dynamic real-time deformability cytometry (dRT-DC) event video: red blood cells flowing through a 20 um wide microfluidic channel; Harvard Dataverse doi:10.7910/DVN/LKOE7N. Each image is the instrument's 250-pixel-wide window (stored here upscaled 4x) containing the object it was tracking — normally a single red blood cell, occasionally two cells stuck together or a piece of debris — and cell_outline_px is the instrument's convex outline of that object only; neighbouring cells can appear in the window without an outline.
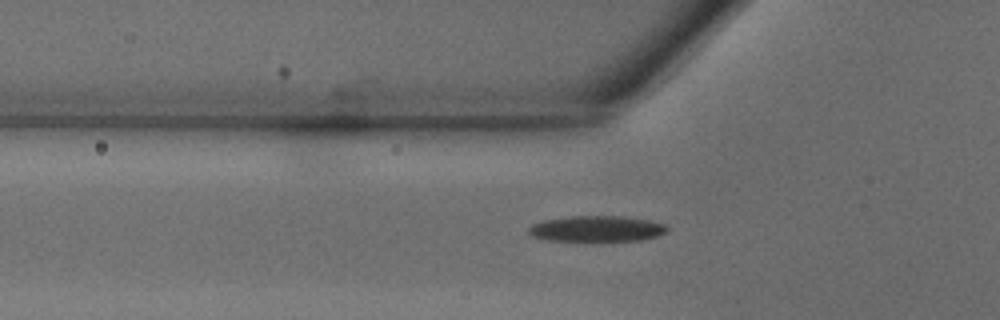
{"species": "common noctule bat (a hibernating species)", "species_latin": "Nyctalus noctula", "temperature_condition": "warm", "stored_images_in_passage": 31, "segment_of_instrument_passage": [1, 2], "camera_frame_rate_fps": 3000, "um_per_image_px": 0.085, "animal": {"sex": "male", "body_mass_g": 18.8}, "frame": {"image": 1, "passage_image": 3, "time_ms": 0.667, "image_size_px": [1000, 320], "cell_outline_px": [[668, 232], [660, 236], [640, 240], [596, 244], [548, 240], [532, 236], [528, 232], [528, 228], [532, 224], [544, 220], [568, 216], [624, 216], [648, 220], [664, 224], [668, 228]], "centroid_in_image_um": [50.73, 19.49], "position_along_channel_um": 75.1, "area_um2": 22.08}}
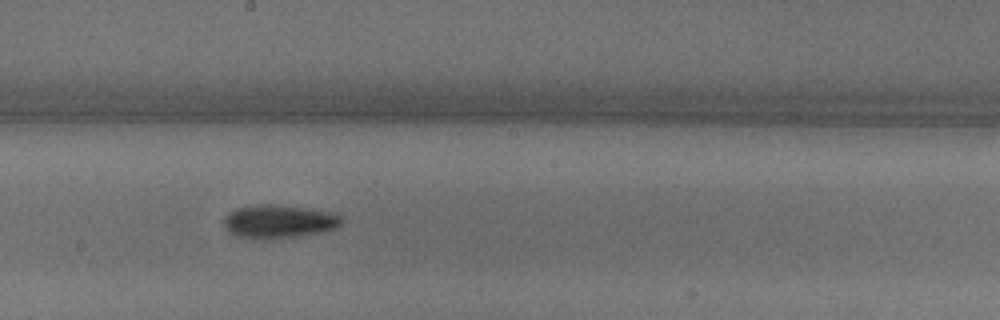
{"frame": {"image": 2, "passage_image": 12, "time_ms": 3.667, "image_size_px": [1000, 320], "cell_outline_px": [[340, 224], [324, 232], [280, 240], [236, 236], [228, 232], [224, 228], [224, 216], [228, 212], [236, 208], [260, 204], [272, 204], [328, 212], [340, 216]], "centroid_in_image_um": [23.62, 18.85], "position_along_channel_um": 224.6, "area_um2": 22.77}}
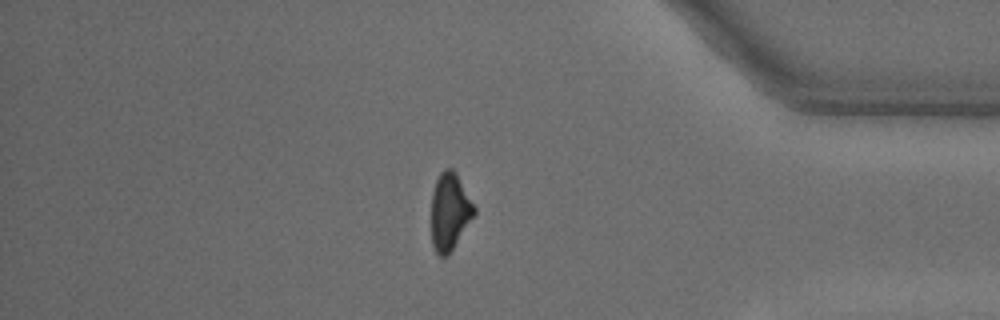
{"frame": {"image": 3, "passage_image": 24, "time_ms": 7.667, "image_size_px": [1000, 320], "cell_outline_px": [[476, 212], [448, 256], [440, 256], [436, 252], [432, 244], [432, 192], [436, 180], [440, 172], [444, 168], [452, 168], [456, 172], [476, 208]], "centroid_in_image_um": [38.22, 17.96], "position_along_channel_um": 397.0, "area_um2": 19.19}}